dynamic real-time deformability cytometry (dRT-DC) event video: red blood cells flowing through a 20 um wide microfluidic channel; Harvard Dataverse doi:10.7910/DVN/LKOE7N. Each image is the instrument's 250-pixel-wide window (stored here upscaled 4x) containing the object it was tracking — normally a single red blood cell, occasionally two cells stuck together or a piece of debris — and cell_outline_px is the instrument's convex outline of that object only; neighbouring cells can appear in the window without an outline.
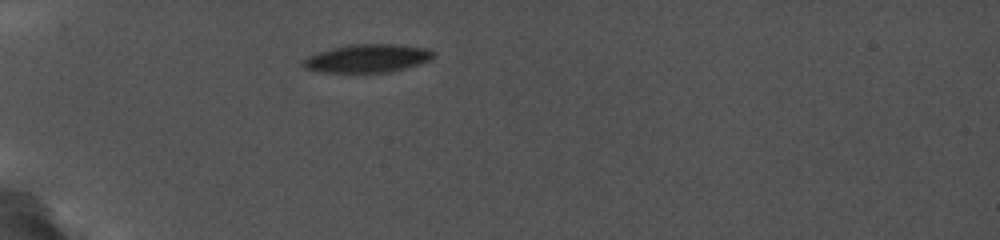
{"species": "common noctule bat (a hibernating species)", "species_latin": "Nyctalus noctula", "temperature_condition": "cold", "stored_images_in_passage": 9, "camera_frame_rate_fps": 5000, "um_per_image_px": 0.085, "animal": {"sex": "female", "body_mass_g": 19.0, "forearm_length_mm": 56.7}, "frame": {"image": 1, "passage_image": 4, "time_ms": 3.2, "image_size_px": [1000, 240], "cell_outline_px": [[436, 56], [428, 60], [404, 68], [388, 72], [324, 72], [304, 68], [304, 60], [308, 56], [316, 52], [328, 48], [348, 44], [400, 44], [428, 48], [436, 52]], "centroid_in_image_um": [31.24, 4.93], "position_along_channel_um": 53.8, "area_um2": 21.44}}
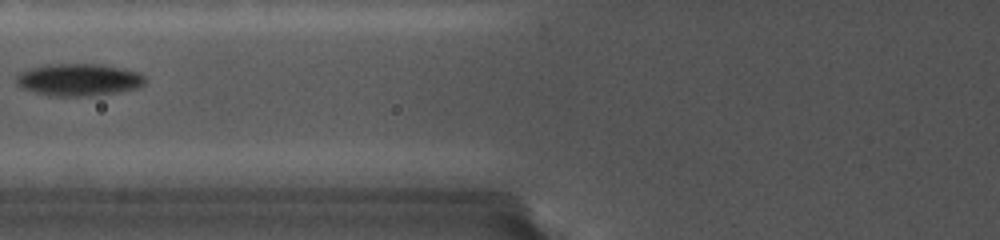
{"frame": {"image": 2, "passage_image": 7, "time_ms": 5.6, "image_size_px": [1000, 240], "cell_outline_px": [[144, 84], [136, 88], [92, 96], [56, 96], [36, 92], [20, 88], [16, 84], [16, 76], [20, 72], [44, 64], [104, 64], [136, 72], [144, 76]], "centroid_in_image_um": [6.64, 6.77], "position_along_channel_um": 119.2, "area_um2": 23.99}}